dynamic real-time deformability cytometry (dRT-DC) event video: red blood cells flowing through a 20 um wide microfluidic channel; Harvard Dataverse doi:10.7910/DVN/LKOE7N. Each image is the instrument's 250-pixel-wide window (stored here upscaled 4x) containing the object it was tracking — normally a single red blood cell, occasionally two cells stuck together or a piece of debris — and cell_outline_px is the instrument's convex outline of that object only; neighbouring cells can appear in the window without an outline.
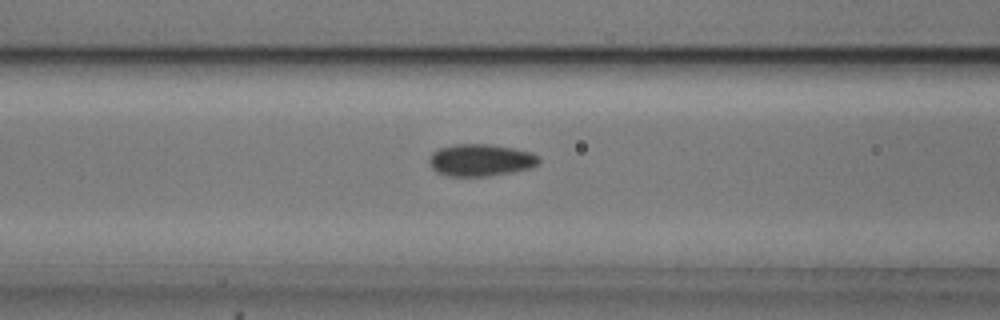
{"species": "common noctule bat (a hibernating species)", "species_latin": "Nyctalus noctula", "temperature_condition": "cold", "stored_images_in_passage": 51, "camera_frame_rate_fps": 3000, "um_per_image_px": 0.085, "animal": {"sex": "male", "body_mass_g": 20.5, "forearm_length_mm": 52.5}, "frame": {"image": 1, "passage_image": 19, "time_ms": 6.0, "image_size_px": [1000, 320], "cell_outline_px": [[540, 160], [536, 164], [528, 168], [512, 172], [488, 176], [448, 176], [436, 172], [428, 164], [428, 160], [432, 152], [440, 148], [452, 144], [488, 144], [512, 148], [532, 152], [540, 156]], "centroid_in_image_um": [40.81, 13.6], "position_along_channel_um": 125.8, "area_um2": 20.58}}
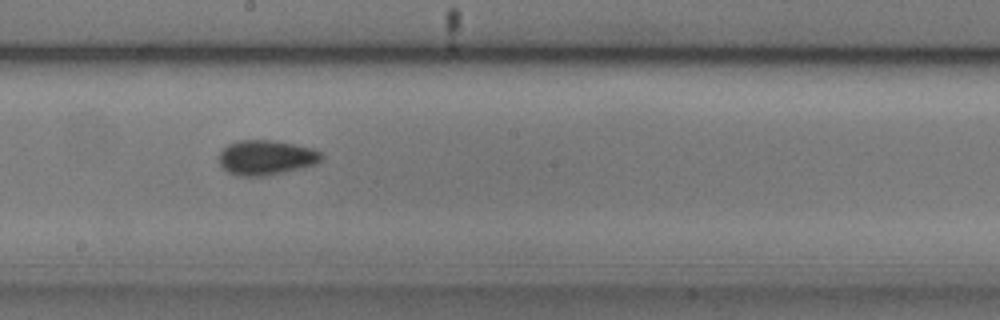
{"frame": {"image": 2, "passage_image": 27, "time_ms": 8.667, "image_size_px": [1000, 320], "cell_outline_px": [[324, 156], [316, 164], [284, 172], [264, 176], [240, 176], [228, 172], [220, 164], [220, 152], [228, 144], [240, 140], [272, 140], [312, 148], [320, 152]], "centroid_in_image_um": [22.62, 13.39], "position_along_channel_um": 225.6, "area_um2": 20.58}}
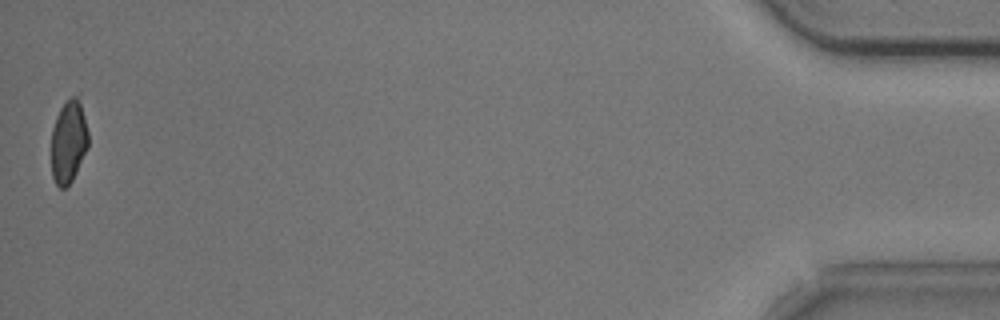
{"frame": {"image": 3, "passage_image": 51, "time_ms": 16.667, "image_size_px": [1000, 320], "cell_outline_px": [[88, 148], [72, 180], [64, 188], [60, 188], [56, 184], [52, 176], [52, 128], [56, 116], [60, 108], [72, 96], [80, 92], [88, 132]], "centroid_in_image_um": [5.85, 11.97], "position_along_channel_um": 429.3, "area_um2": 18.09}, "authors_computed_cell_mechanics": {"area_um2": 19.5364, "velocity_mm_per_s": 3.7437, "shape_relaxation_time_tau1_ms": 3.5967, "shape_relaxation_time_tau2_ms": 3.1174, "deformation_change_tau1": 0.0908, "deformation_change_tau2": 0.0712}}